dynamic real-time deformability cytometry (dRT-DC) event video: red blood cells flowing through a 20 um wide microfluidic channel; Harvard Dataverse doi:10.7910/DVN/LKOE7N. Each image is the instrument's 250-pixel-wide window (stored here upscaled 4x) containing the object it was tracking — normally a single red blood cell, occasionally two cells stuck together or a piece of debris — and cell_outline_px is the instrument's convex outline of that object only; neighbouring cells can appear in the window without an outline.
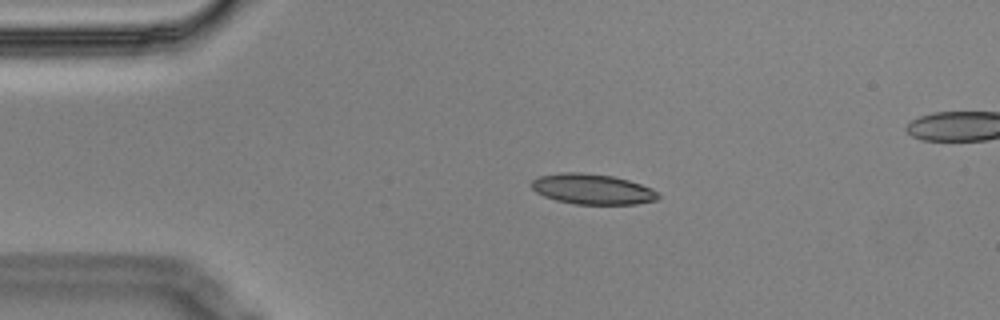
{"species": "Egyptian fruit bat (a non-hibernating species)", "species_latin": "Rousettus aegyptiacus", "temperature_condition": "cold", "stored_images_in_passage": 4, "segment_of_instrument_passage": [1, 2], "camera_frame_rate_fps": 3000, "um_per_image_px": 0.085, "animal": {"sex": "male"}, "frame": {"image": 1, "passage_image": 2, "time_ms": 0.333, "image_size_px": [1000, 320], "cell_outline_px": [[660, 196], [656, 200], [636, 204], [576, 204], [556, 200], [544, 196], [536, 192], [532, 188], [532, 180], [540, 176], [560, 172], [580, 172], [612, 176], [628, 180], [652, 188], [660, 192]], "centroid_in_image_um": [50.37, 16.07], "position_along_channel_um": 34.6, "area_um2": 22.43}}